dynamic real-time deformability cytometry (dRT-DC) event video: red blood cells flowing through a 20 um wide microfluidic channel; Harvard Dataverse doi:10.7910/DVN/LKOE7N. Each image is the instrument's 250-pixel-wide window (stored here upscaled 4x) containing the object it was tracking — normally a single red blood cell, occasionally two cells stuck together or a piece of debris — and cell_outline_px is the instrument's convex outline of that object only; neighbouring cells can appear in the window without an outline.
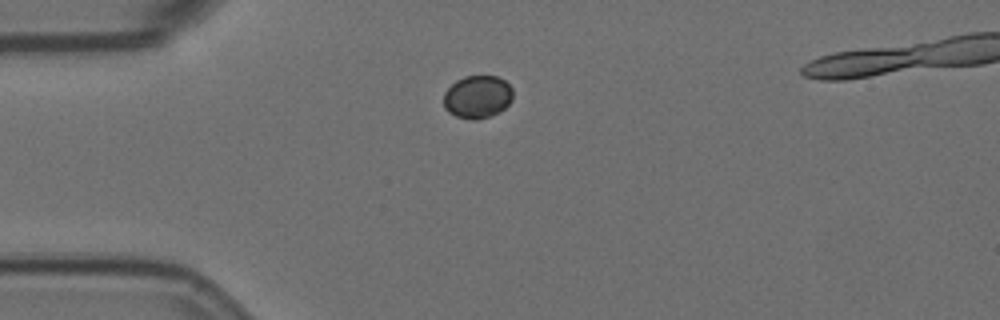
{"species": "Egyptian fruit bat (a non-hibernating species)", "species_latin": "Rousettus aegyptiacus", "temperature_condition": "room temperature", "stored_images_in_passage": 7, "camera_frame_rate_fps": 3000, "um_per_image_px": 0.085, "animal": {"sex": "female"}, "frame": {"image": 1, "passage_image": 7, "time_ms": 2.0, "image_size_px": [1000, 320], "cell_outline_px": [[512, 100], [500, 112], [476, 120], [472, 120], [456, 116], [448, 112], [444, 108], [444, 92], [456, 80], [464, 76], [496, 76], [504, 80], [512, 88]], "centroid_in_image_um": [40.57, 8.23], "position_along_channel_um": 44.4, "area_um2": 17.28}}